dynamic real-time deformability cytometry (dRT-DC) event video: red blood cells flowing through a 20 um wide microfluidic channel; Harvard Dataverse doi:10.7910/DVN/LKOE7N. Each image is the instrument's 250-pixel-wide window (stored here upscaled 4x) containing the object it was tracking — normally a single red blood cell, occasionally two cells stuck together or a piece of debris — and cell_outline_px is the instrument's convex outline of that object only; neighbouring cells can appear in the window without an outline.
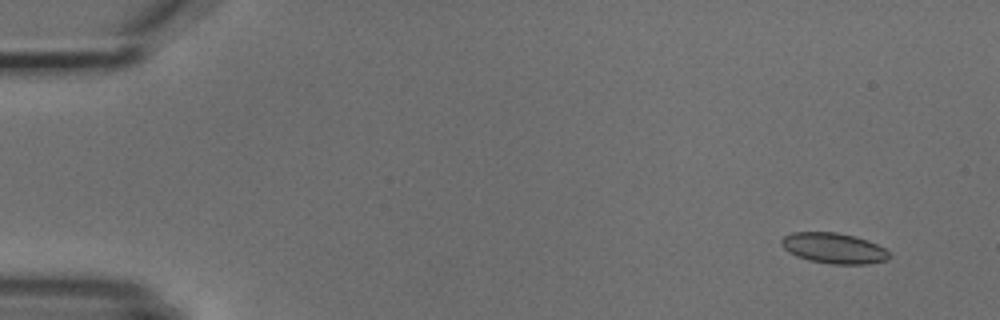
{"species": "common noctule bat (a hibernating species)", "species_latin": "Nyctalus noctula", "temperature_condition": "cold", "stored_images_in_passage": 6, "camera_frame_rate_fps": 3000, "um_per_image_px": 0.085, "animal": {"sex": "male", "body_mass_g": 18.8}, "frame": {"image": 1, "passage_image": 1, "time_ms": 0.0, "image_size_px": [1000, 320], "cell_outline_px": [[892, 256], [888, 260], [868, 264], [832, 264], [808, 260], [796, 256], [788, 252], [780, 244], [780, 240], [784, 236], [792, 232], [836, 232], [856, 236], [868, 240], [884, 248]], "centroid_in_image_um": [70.87, 21.09], "position_along_channel_um": 14.1, "area_um2": 19.42}}
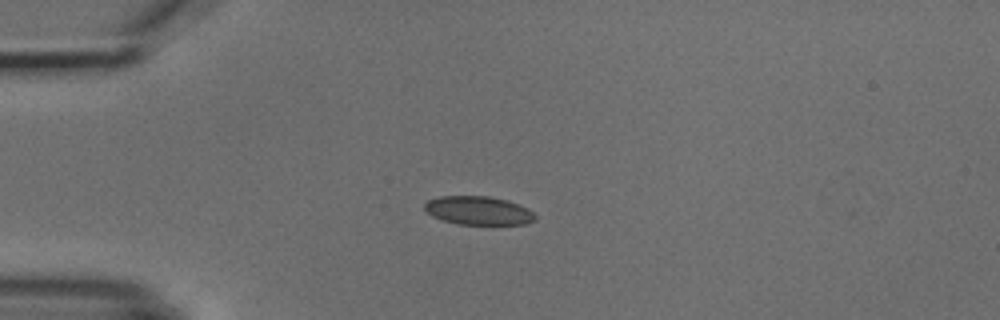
{"frame": {"image": 2, "passage_image": 4, "time_ms": 3.333, "image_size_px": [1000, 320], "cell_outline_px": [[536, 220], [528, 224], [460, 224], [444, 220], [432, 216], [424, 212], [424, 204], [428, 200], [440, 196], [488, 196], [508, 200], [528, 208], [536, 216]], "centroid_in_image_um": [40.67, 17.89], "position_along_channel_um": 44.3, "area_um2": 18.5}}
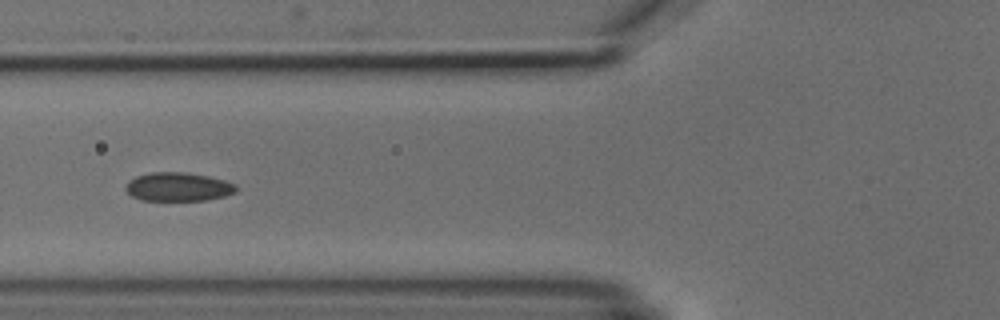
{"frame": {"image": 3, "passage_image": 6, "time_ms": 5.667, "image_size_px": [1000, 320], "cell_outline_px": [[236, 192], [224, 196], [208, 200], [140, 200], [132, 196], [124, 188], [128, 180], [136, 176], [152, 172], [184, 172], [208, 176], [224, 180], [236, 184]], "centroid_in_image_um": [15.13, 15.88], "position_along_channel_um": 110.7, "area_um2": 18.5}}